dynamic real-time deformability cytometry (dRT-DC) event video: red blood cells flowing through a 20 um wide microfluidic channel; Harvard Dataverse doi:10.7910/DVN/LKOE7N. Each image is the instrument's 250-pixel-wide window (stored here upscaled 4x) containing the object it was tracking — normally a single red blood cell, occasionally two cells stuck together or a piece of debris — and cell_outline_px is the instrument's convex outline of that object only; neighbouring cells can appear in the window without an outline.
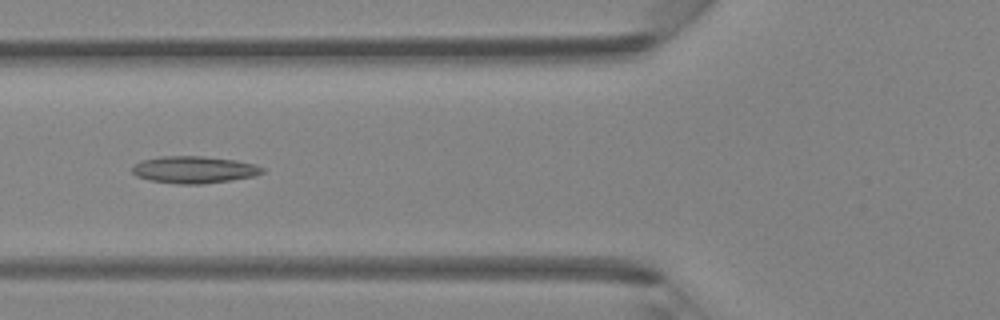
{"species": "Egyptian fruit bat (a non-hibernating species)", "species_latin": "Rousettus aegyptiacus", "temperature_condition": "room temperature", "stored_images_in_passage": 4, "camera_frame_rate_fps": 3000, "um_per_image_px": 0.085, "animal": {"sex": "female"}, "frame": {"image": 1, "passage_image": 4, "time_ms": 1.0, "image_size_px": [1000, 320], "cell_outline_px": [[264, 172], [256, 176], [232, 180], [200, 184], [180, 184], [148, 180], [136, 176], [132, 172], [132, 164], [140, 160], [160, 156], [204, 156], [236, 160], [252, 164], [264, 168]], "centroid_in_image_um": [16.46, 14.42], "position_along_channel_um": 109.3, "area_um2": 20.69}}